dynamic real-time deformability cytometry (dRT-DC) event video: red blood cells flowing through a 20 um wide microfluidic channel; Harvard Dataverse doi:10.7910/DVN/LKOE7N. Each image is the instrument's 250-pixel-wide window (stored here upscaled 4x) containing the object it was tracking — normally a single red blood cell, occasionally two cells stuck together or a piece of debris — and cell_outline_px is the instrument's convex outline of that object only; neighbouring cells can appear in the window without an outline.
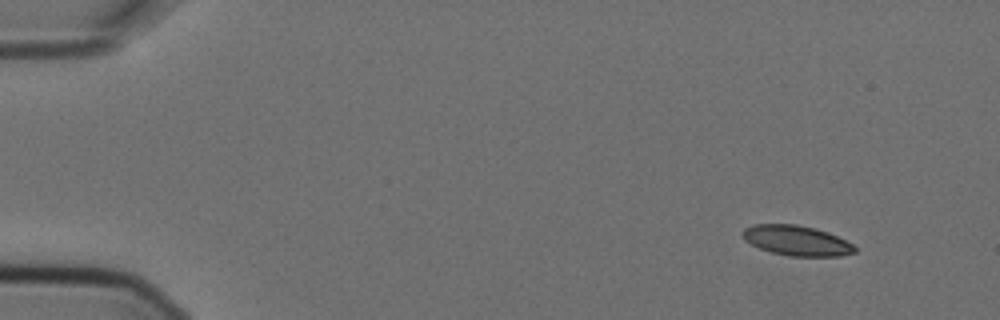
{"species": "Egyptian fruit bat (a non-hibernating species)", "species_latin": "Rousettus aegyptiacus", "temperature_condition": "cold", "stored_images_in_passage": 5, "camera_frame_rate_fps": 3000, "um_per_image_px": 0.085, "animal": {"sex": "female"}, "frame": {"image": 1, "passage_image": 1, "time_ms": 0.0, "image_size_px": [1000, 320], "cell_outline_px": [[856, 252], [840, 256], [788, 256], [772, 252], [760, 248], [744, 240], [740, 232], [744, 228], [752, 224], [796, 224], [816, 228], [828, 232], [852, 244], [856, 248]], "centroid_in_image_um": [67.68, 20.44], "position_along_channel_um": 17.3, "area_um2": 19.71}}
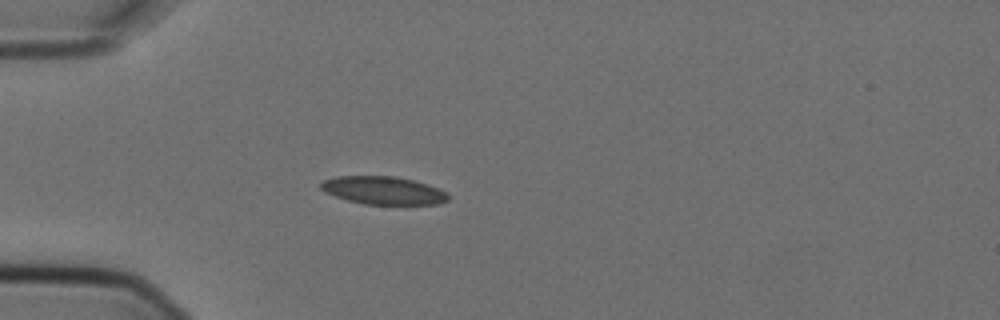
{"frame": {"image": 2, "passage_image": 4, "time_ms": 1.0, "image_size_px": [1000, 320], "cell_outline_px": [[448, 200], [436, 204], [364, 204], [348, 200], [324, 192], [320, 188], [320, 184], [324, 180], [336, 176], [396, 176], [428, 184], [448, 192]], "centroid_in_image_um": [32.58, 16.18], "position_along_channel_um": 52.4, "area_um2": 20.69}}